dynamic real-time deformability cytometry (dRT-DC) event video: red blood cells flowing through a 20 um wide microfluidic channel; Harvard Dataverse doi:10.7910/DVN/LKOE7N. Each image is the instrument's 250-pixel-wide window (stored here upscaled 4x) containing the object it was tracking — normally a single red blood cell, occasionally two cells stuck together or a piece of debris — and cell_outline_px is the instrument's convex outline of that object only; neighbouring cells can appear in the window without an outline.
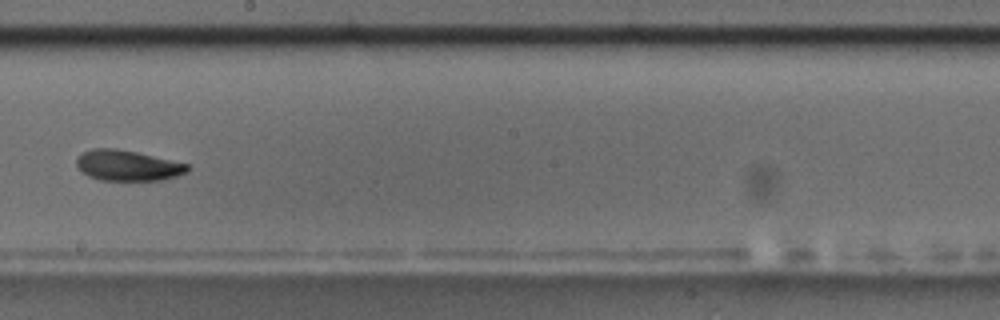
{"species": "common noctule bat (a hibernating species)", "species_latin": "Nyctalus noctula", "temperature_condition": "room temperature", "stored_images_in_passage": 12, "camera_frame_rate_fps": 3000, "um_per_image_px": 0.085, "animal": {"sex": "male", "body_mass_g": 17.5, "forearm_length_mm": 52.3}, "frame": {"image": 1, "passage_image": 9, "time_ms": 10.333, "image_size_px": [1000, 320], "cell_outline_px": [[192, 168], [188, 172], [176, 176], [160, 180], [100, 180], [88, 176], [80, 172], [76, 164], [76, 160], [84, 152], [92, 148], [112, 148], [136, 152], [188, 164]], "centroid_in_image_um": [10.84, 14.07], "position_along_channel_um": 237.4, "area_um2": 19.71}}
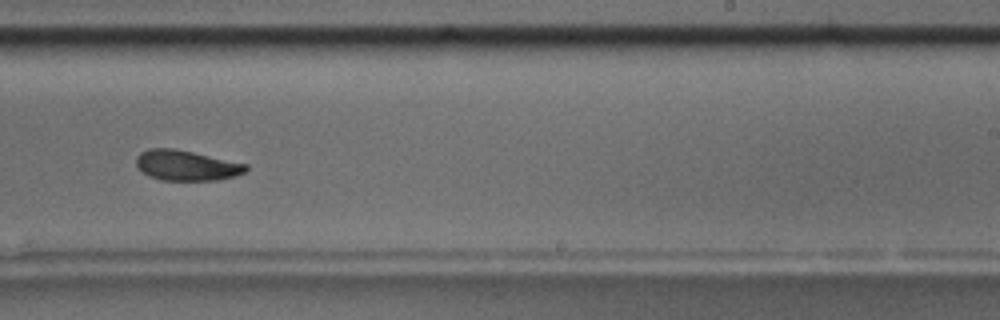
{"frame": {"image": 2, "passage_image": 10, "time_ms": 11.333, "image_size_px": [1000, 320], "cell_outline_px": [[248, 168], [244, 172], [232, 176], [216, 180], [160, 180], [148, 176], [136, 168], [136, 156], [140, 152], [148, 148], [172, 148], [192, 152], [248, 164]], "centroid_in_image_um": [15.77, 14.06], "position_along_channel_um": 273.2, "area_um2": 19.36}}